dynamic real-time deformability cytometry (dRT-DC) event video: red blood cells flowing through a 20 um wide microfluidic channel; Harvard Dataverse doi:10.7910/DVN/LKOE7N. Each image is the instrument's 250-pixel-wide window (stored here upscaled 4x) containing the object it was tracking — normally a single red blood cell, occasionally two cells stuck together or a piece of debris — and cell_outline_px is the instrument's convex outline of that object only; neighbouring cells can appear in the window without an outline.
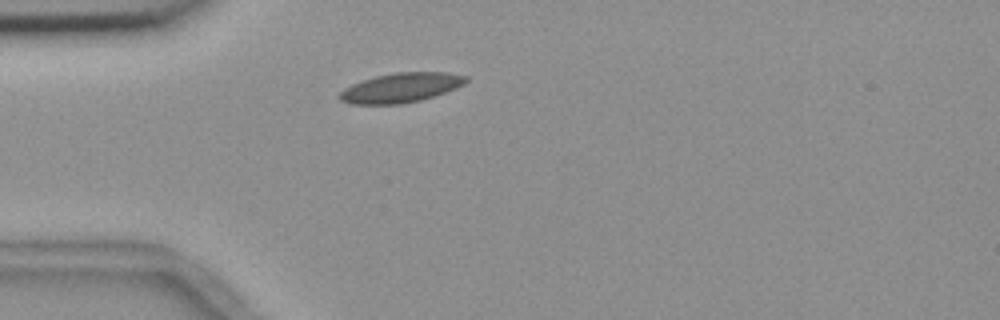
{"species": "common noctule bat (a hibernating species)", "species_latin": "Nyctalus noctula", "temperature_condition": "room temperature", "stored_images_in_passage": 41, "camera_frame_rate_fps": 3000, "um_per_image_px": 0.085, "animal": {"sex": "female", "body_mass_g": 18.4}, "frame": {"image": 1, "passage_image": 1, "time_ms": 0.0, "image_size_px": [1000, 320], "cell_outline_px": [[468, 80], [464, 84], [456, 88], [420, 100], [400, 104], [352, 104], [340, 100], [336, 96], [344, 88], [352, 84], [376, 76], [396, 72], [448, 72], [468, 76]], "centroid_in_image_um": [34.07, 7.45], "position_along_channel_um": 50.9, "area_um2": 21.68}}
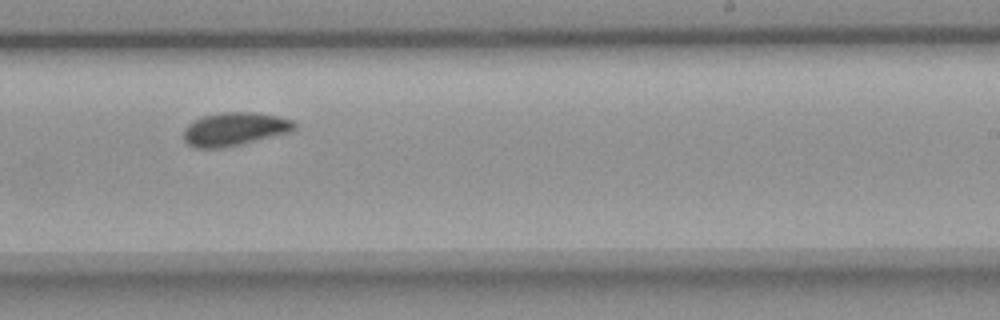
{"frame": {"image": 2, "passage_image": 20, "time_ms": 6.333, "image_size_px": [1000, 320], "cell_outline_px": [[296, 128], [292, 132], [224, 148], [196, 148], [188, 144], [184, 140], [184, 128], [192, 120], [204, 116], [220, 112], [252, 112], [276, 116], [292, 120], [296, 124]], "centroid_in_image_um": [19.93, 10.97], "position_along_channel_um": 269.1, "area_um2": 21.62}}
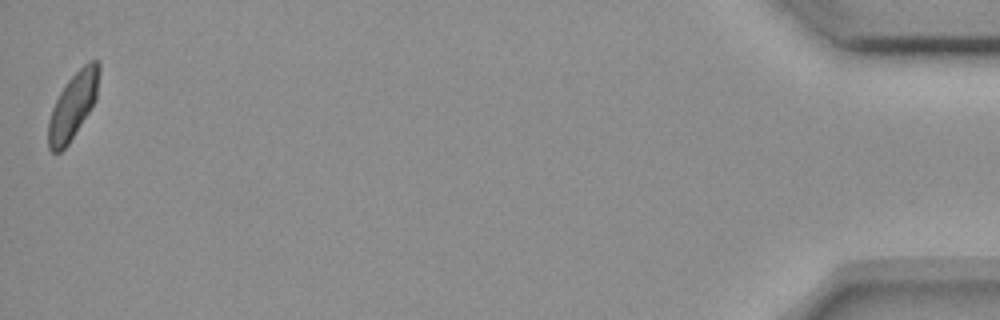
{"frame": {"image": 3, "passage_image": 41, "time_ms": 13.333, "image_size_px": [1000, 320], "cell_outline_px": [[100, 68], [96, 100], [68, 144], [60, 152], [52, 152], [48, 148], [48, 120], [52, 108], [60, 92], [68, 80], [88, 60], [96, 60], [100, 64]], "centroid_in_image_um": [6.2, 8.97], "position_along_channel_um": 429.0, "area_um2": 19.36}, "authors_computed_cell_mechanics": {"area_um2": 20.7502, "velocity_mm_per_s": 3.6252, "shape_relaxation_time_tau1_ms": 5.9804, "shape_relaxation_time_tau2_ms": 3.0206, "deformation_change_tau1": 0.1026, "deformation_change_tau2": 0.0602}}